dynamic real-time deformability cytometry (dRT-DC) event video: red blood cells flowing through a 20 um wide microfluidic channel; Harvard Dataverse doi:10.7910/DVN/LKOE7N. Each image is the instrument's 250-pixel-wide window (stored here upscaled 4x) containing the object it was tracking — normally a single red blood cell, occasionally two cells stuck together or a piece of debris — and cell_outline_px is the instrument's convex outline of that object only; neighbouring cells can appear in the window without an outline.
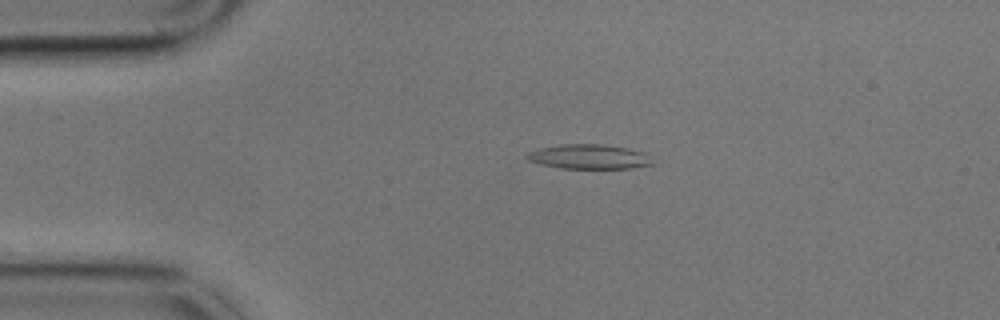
{"species": "common noctule bat (a hibernating species)", "species_latin": "Nyctalus noctula", "temperature_condition": "cold", "stored_images_in_passage": 57, "camera_frame_rate_fps": 3000, "um_per_image_px": 0.085, "animal": {"sex": "male", "body_mass_g": 17.9}, "frame": {"image": 1, "passage_image": 11, "time_ms": 3.333, "image_size_px": [1000, 320], "cell_outline_px": [[656, 164], [632, 168], [560, 168], [540, 164], [528, 160], [524, 156], [528, 152], [540, 148], [560, 144], [600, 144], [628, 148], [644, 152]], "centroid_in_image_um": [50.07, 13.32], "position_along_channel_um": 34.9, "area_um2": 18.03}}
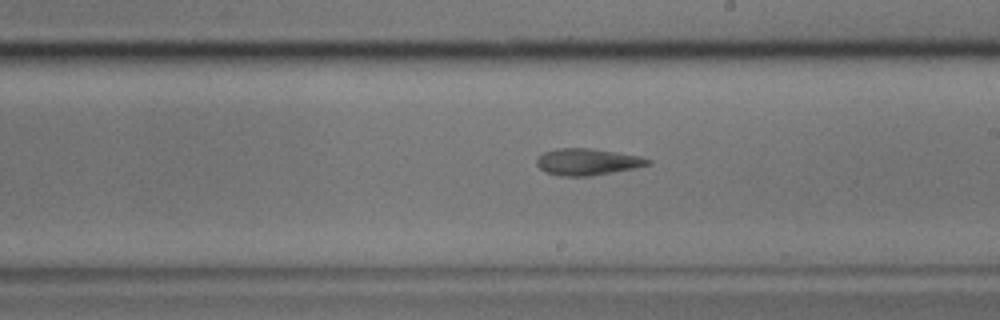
{"frame": {"image": 2, "passage_image": 32, "time_ms": 10.333, "image_size_px": [1000, 320], "cell_outline_px": [[652, 164], [636, 168], [592, 176], [560, 176], [544, 172], [536, 164], [536, 160], [544, 152], [556, 148], [588, 148], [616, 152], [640, 156], [652, 160]], "centroid_in_image_um": [49.94, 13.76], "position_along_channel_um": 239.1, "area_um2": 17.4}}
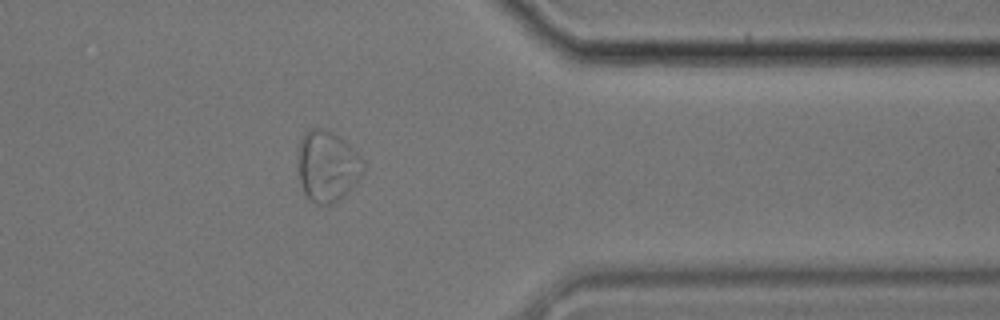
{"frame": {"image": 3, "passage_image": 46, "time_ms": 15.0, "image_size_px": [1000, 320], "cell_outline_px": [[364, 168], [360, 176], [332, 204], [316, 204], [304, 192], [300, 184], [296, 164], [296, 160], [300, 136], [304, 132], [312, 128], [324, 128], [332, 132], [344, 140], [360, 156], [364, 164]], "centroid_in_image_um": [27.74, 14.06], "position_along_channel_um": 383.7, "area_um2": 26.82}, "authors_computed_cell_mechanics": {"area_um2": 18.5538, "velocity_mm_per_s": 3.4016, "shape_relaxation_time_tau1_ms": 7.3153, "shape_relaxation_time_tau2_ms": 2.3456, "deformation_change_tau1": 0.2272, "deformation_change_tau2": 0.0854}}